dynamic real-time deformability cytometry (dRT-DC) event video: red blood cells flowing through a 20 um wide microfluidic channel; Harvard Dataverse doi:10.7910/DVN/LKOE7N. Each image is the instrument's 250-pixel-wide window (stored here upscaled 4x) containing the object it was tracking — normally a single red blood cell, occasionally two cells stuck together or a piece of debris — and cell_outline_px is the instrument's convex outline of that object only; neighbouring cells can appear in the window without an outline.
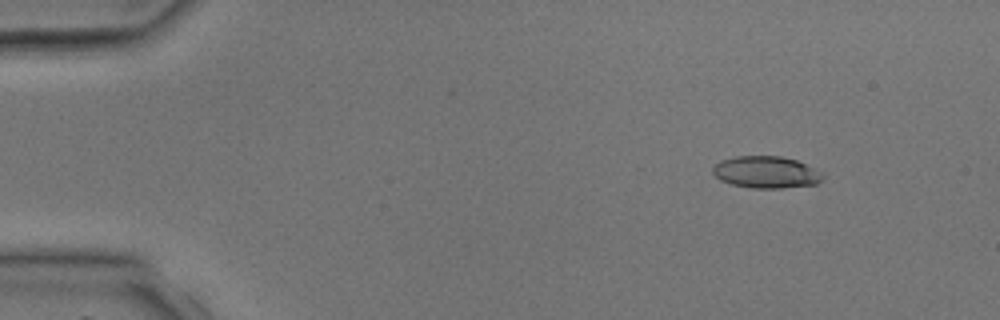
{"species": "common noctule bat (a hibernating species)", "species_latin": "Nyctalus noctula", "temperature_condition": "room temperature", "stored_images_in_passage": 3, "camera_frame_rate_fps": 3000, "um_per_image_px": 0.085, "animal": {"sex": "male", "body_mass_g": 17.9, "forearm_length_mm": 54.2}, "frame": {"image": 1, "passage_image": 1, "time_ms": 0.0, "image_size_px": [1000, 320], "cell_outline_px": [[824, 176], [816, 184], [780, 188], [752, 188], [732, 184], [720, 180], [712, 172], [712, 168], [720, 160], [736, 156], [780, 156], [796, 160], [824, 172]], "centroid_in_image_um": [65.12, 14.63], "position_along_channel_um": 19.9, "area_um2": 20.46}}
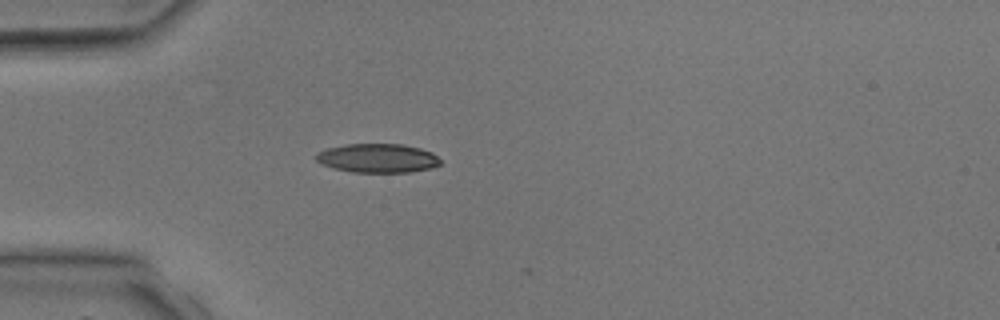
{"frame": {"image": 2, "passage_image": 3, "time_ms": 2.333, "image_size_px": [1000, 320], "cell_outline_px": [[440, 164], [432, 168], [412, 172], [352, 172], [332, 168], [320, 164], [312, 156], [316, 152], [328, 148], [344, 144], [404, 144], [420, 148], [432, 152], [440, 160]], "centroid_in_image_um": [32.05, 13.44], "position_along_channel_um": 52.9, "area_um2": 21.27}}